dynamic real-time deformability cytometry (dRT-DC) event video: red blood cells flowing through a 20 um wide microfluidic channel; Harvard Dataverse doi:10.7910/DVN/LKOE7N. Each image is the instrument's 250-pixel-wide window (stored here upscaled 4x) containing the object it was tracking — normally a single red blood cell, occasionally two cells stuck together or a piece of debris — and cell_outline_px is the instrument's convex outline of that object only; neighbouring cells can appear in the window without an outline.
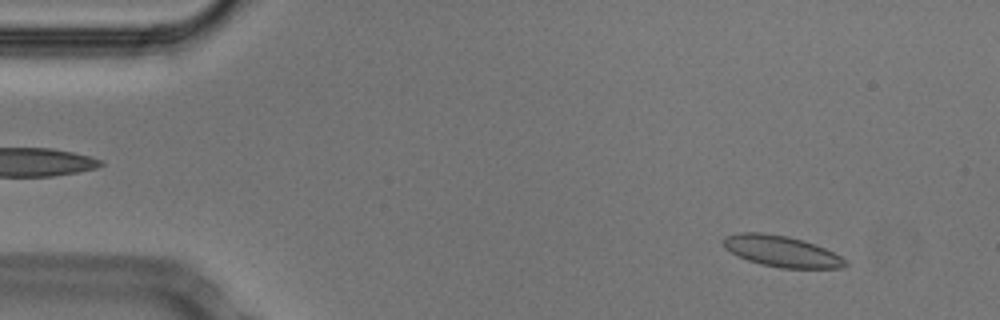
{"species": "Egyptian fruit bat (a non-hibernating species)", "species_latin": "Rousettus aegyptiacus", "temperature_condition": "cold", "stored_images_in_passage": 53, "camera_frame_rate_fps": 3000, "um_per_image_px": 0.085, "animal": {"sex": "male"}, "frame": {"image": 1, "passage_image": 5, "time_ms": 1.333, "image_size_px": [1000, 320], "cell_outline_px": [[848, 264], [840, 268], [780, 268], [760, 264], [748, 260], [724, 248], [720, 240], [724, 236], [736, 232], [760, 232], [788, 236], [824, 248], [848, 260]], "centroid_in_image_um": [66.38, 21.35], "position_along_channel_um": 18.6, "area_um2": 22.08}}
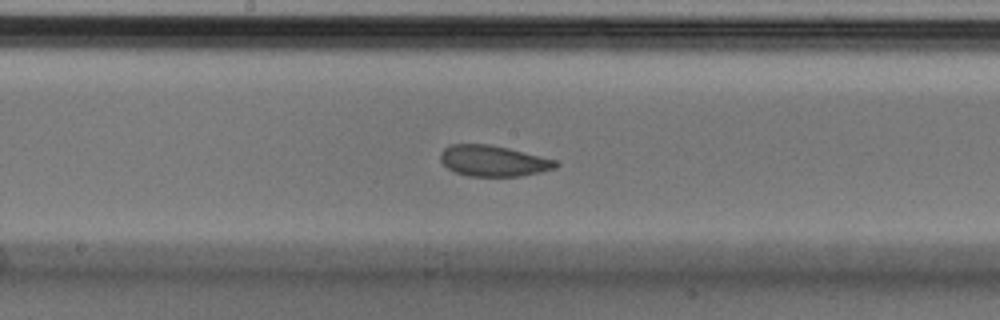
{"frame": {"image": 2, "passage_image": 27, "time_ms": 8.667, "image_size_px": [1000, 320], "cell_outline_px": [[560, 164], [556, 168], [540, 172], [520, 176], [468, 176], [456, 172], [448, 168], [440, 160], [440, 152], [444, 148], [452, 144], [488, 144], [508, 148], [556, 160]], "centroid_in_image_um": [41.93, 13.67], "position_along_channel_um": 206.3, "area_um2": 20.69}}
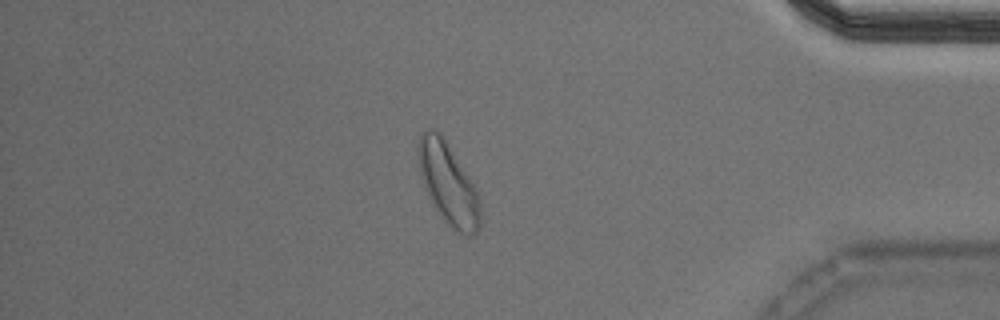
{"frame": {"image": 3, "passage_image": 45, "time_ms": 14.667, "image_size_px": [1000, 320], "cell_outline_px": [[480, 228], [472, 236], [464, 236], [452, 228], [436, 212], [420, 176], [416, 156], [416, 152], [420, 136], [428, 128], [436, 128], [444, 136], [476, 188], [480, 196]], "centroid_in_image_um": [38.09, 15.6], "position_along_channel_um": 397.1, "area_um2": 30.0}, "authors_computed_cell_mechanics": {"area_um2": 21.7906, "velocity_mm_per_s": 3.7391, "shape_relaxation_time_tau1_ms": 2.5384, "shape_relaxation_time_tau2_ms": 2.3104, "deformation_change_tau1": 0.0803, "deformation_change_tau2": 0.0626}}